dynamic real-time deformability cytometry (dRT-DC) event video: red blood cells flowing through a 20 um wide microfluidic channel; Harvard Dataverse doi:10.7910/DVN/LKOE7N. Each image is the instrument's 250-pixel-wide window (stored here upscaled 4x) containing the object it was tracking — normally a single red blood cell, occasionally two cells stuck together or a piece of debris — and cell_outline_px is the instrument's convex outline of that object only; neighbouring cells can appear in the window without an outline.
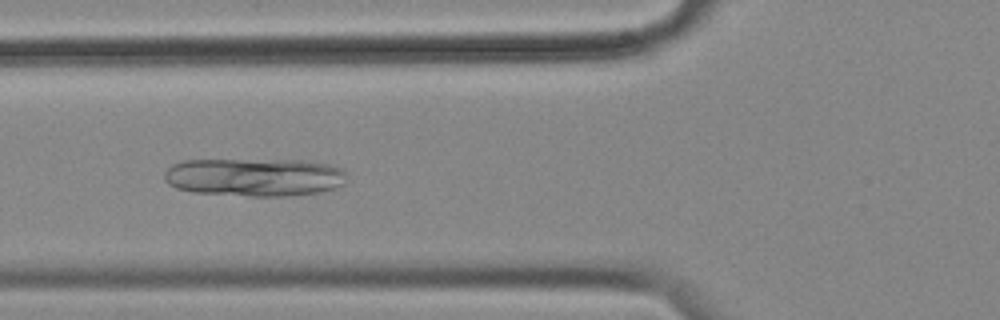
{"species": "common noctule bat (a hibernating species)", "species_latin": "Nyctalus noctula", "temperature_condition": "cold", "stored_images_in_passage": 9, "camera_frame_rate_fps": 3000, "um_per_image_px": 0.085, "animal": {"sex": "female", "body_mass_g": 18.4}, "frame": {"image": 1, "passage_image": 4, "time_ms": 1.0, "image_size_px": [1000, 320], "cell_outline_px": [[348, 180], [344, 184], [320, 192], [288, 196], [252, 196], [192, 192], [176, 188], [168, 184], [164, 180], [164, 172], [172, 164], [184, 160], [300, 160], [328, 164], [340, 168], [348, 172]], "centroid_in_image_um": [21.64, 15.05], "position_along_channel_um": 104.2, "area_um2": 40.92}}
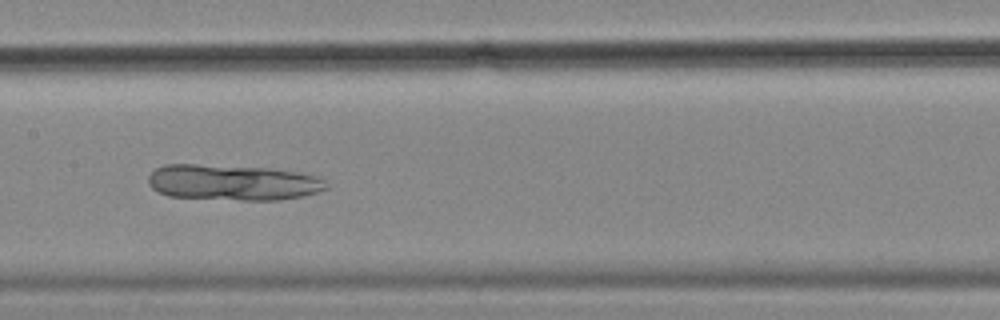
{"frame": {"image": 2, "passage_image": 6, "time_ms": 1.667, "image_size_px": [1000, 320], "cell_outline_px": [[328, 188], [304, 196], [280, 200], [240, 200], [168, 196], [152, 188], [148, 184], [148, 176], [156, 168], [164, 164], [196, 164], [264, 168], [320, 176], [328, 184]], "centroid_in_image_um": [19.78, 15.51], "position_along_channel_um": 187.6, "area_um2": 36.99}}
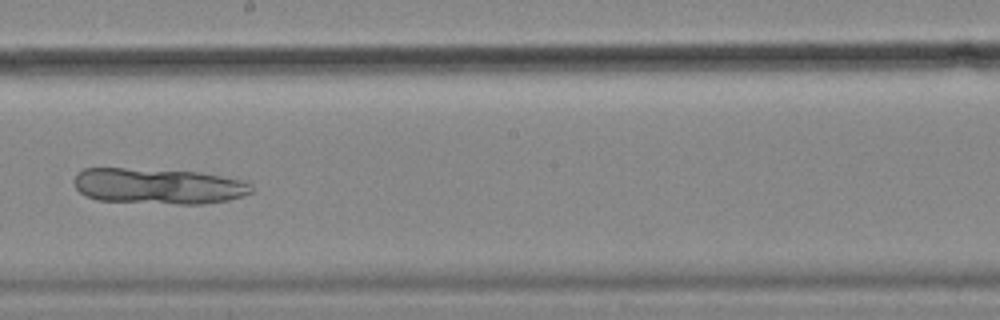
{"frame": {"image": 3, "passage_image": 7, "time_ms": 2.0, "image_size_px": [1000, 320], "cell_outline_px": [[252, 192], [244, 196], [228, 200], [204, 204], [180, 204], [96, 200], [84, 196], [76, 188], [72, 180], [76, 172], [84, 168], [124, 168], [200, 172], [244, 180], [252, 184]], "centroid_in_image_um": [13.44, 15.82], "position_along_channel_um": 234.8, "area_um2": 37.4}}